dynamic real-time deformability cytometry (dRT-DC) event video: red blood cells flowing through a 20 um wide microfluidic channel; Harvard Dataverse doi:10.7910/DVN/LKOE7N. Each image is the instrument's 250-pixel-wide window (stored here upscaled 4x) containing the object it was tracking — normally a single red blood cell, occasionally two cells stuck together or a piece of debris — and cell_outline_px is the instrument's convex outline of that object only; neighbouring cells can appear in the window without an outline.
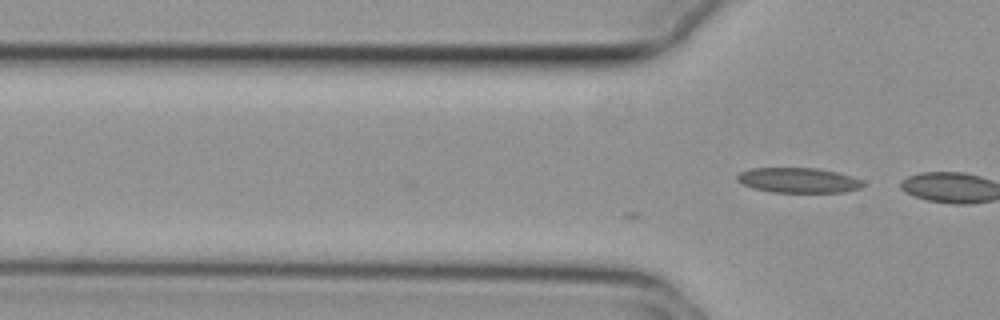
{"species": "common noctule bat (a hibernating species)", "species_latin": "Nyctalus noctula", "temperature_condition": "cold", "stored_images_in_passage": 2, "camera_frame_rate_fps": 3000, "um_per_image_px": 0.085, "animal": {"sex": "female", "body_mass_g": 29.2, "forearm_length_mm": 56.3}, "frame": {"image": 1, "passage_image": 2, "time_ms": 0.333, "image_size_px": [1000, 320], "cell_outline_px": [[864, 184], [860, 188], [844, 192], [772, 192], [752, 188], [740, 184], [736, 180], [736, 176], [740, 172], [752, 168], [816, 168], [836, 172], [852, 176], [864, 180]], "centroid_in_image_um": [67.84, 15.32], "position_along_channel_um": 58.0, "area_um2": 18.5}}